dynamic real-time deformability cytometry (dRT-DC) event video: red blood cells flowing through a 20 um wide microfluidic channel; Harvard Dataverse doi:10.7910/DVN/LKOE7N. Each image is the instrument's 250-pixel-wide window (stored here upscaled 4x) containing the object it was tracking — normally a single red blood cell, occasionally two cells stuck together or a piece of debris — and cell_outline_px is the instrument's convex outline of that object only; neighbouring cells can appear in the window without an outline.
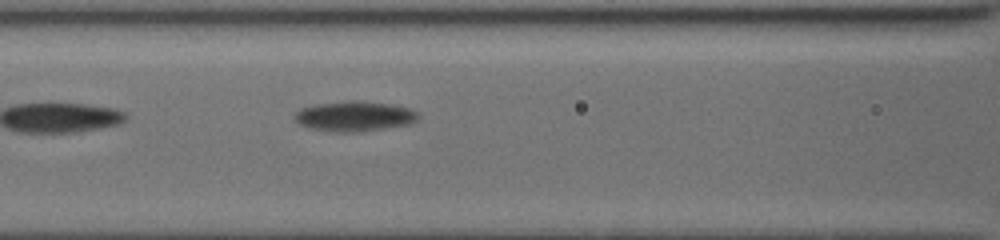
{"species": "common noctule bat (a hibernating species)", "species_latin": "Nyctalus noctula", "temperature_condition": "cold", "stored_images_in_passage": 8, "camera_frame_rate_fps": 3000, "um_per_image_px": 0.085, "animal": {"sex": "female", "body_mass_g": 19.5, "forearm_length_mm": 54.1}, "frame": {"image": 1, "passage_image": 8, "time_ms": 3.333, "image_size_px": [1000, 240], "cell_outline_px": [[420, 116], [416, 120], [408, 124], [360, 132], [332, 132], [312, 128], [300, 124], [292, 116], [300, 108], [312, 104], [348, 100], [360, 100], [392, 104], [412, 108]], "centroid_in_image_um": [30.11, 9.86], "position_along_channel_um": 136.5, "area_um2": 21.96}}